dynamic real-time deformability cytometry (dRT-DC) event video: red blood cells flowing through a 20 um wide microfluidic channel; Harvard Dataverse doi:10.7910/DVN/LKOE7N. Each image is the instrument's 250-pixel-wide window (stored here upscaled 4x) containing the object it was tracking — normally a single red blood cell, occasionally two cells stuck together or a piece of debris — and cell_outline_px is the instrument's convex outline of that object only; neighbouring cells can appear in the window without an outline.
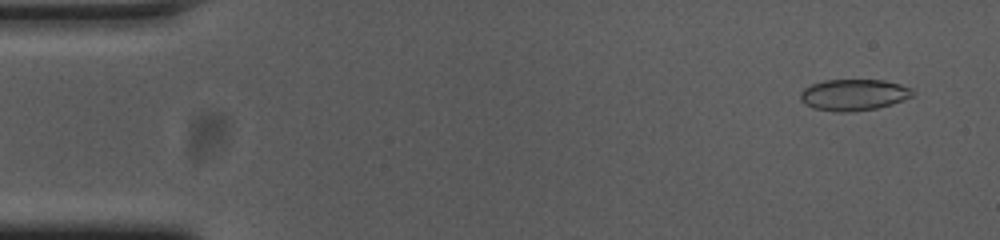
{"species": "common noctule bat (a hibernating species)", "species_latin": "Nyctalus noctula", "temperature_condition": "cold", "stored_images_in_passage": 54, "camera_frame_rate_fps": 3000, "um_per_image_px": 0.085, "animal": {"sex": "female", "body_mass_g": 23.0, "forearm_length_mm": 53.4}, "frame": {"image": 1, "passage_image": 3, "time_ms": 0.667, "image_size_px": [1000, 240], "cell_outline_px": [[916, 92], [912, 96], [904, 100], [892, 104], [876, 108], [852, 112], [840, 112], [812, 108], [804, 104], [800, 100], [800, 92], [804, 88], [812, 84], [824, 80], [884, 80], [900, 84], [912, 88]], "centroid_in_image_um": [72.57, 8.06], "position_along_channel_um": 12.4, "area_um2": 20.69}}
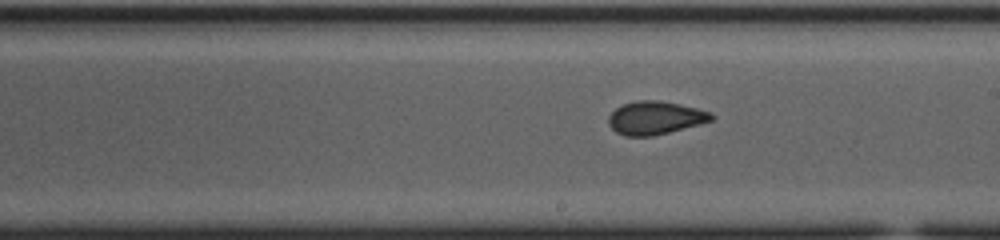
{"frame": {"image": 2, "passage_image": 30, "time_ms": 9.667, "image_size_px": [1000, 240], "cell_outline_px": [[716, 116], [712, 120], [668, 132], [652, 136], [624, 136], [616, 132], [608, 124], [608, 116], [616, 108], [624, 104], [636, 100], [660, 100], [680, 104], [712, 112]], "centroid_in_image_um": [55.68, 10.01], "position_along_channel_um": 233.3, "area_um2": 19.83}}
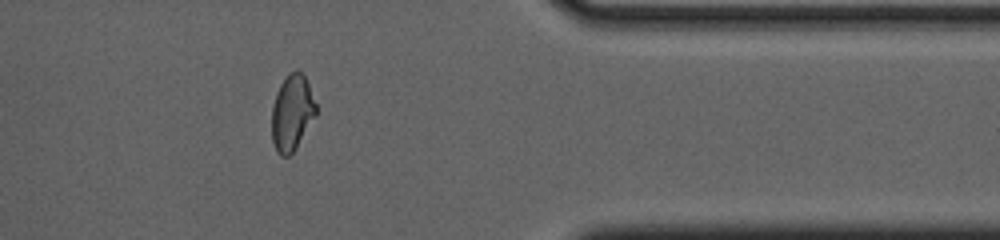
{"frame": {"image": 3, "passage_image": 44, "time_ms": 14.333, "image_size_px": [1000, 240], "cell_outline_px": [[316, 116], [292, 152], [288, 156], [280, 156], [276, 152], [272, 140], [272, 108], [276, 92], [280, 84], [288, 72], [296, 68], [304, 76], [308, 84], [316, 104]], "centroid_in_image_um": [24.8, 9.55], "position_along_channel_um": 386.6, "area_um2": 19.48}, "authors_computed_cell_mechanics": {"area_um2": 19.8254, "velocity_mm_per_s": 3.7028, "shape_relaxation_time_tau1_ms": null, "shape_relaxation_time_tau2_ms": 1.1835, "deformation_change_tau1": null, "deformation_change_tau2": 0.0482}}